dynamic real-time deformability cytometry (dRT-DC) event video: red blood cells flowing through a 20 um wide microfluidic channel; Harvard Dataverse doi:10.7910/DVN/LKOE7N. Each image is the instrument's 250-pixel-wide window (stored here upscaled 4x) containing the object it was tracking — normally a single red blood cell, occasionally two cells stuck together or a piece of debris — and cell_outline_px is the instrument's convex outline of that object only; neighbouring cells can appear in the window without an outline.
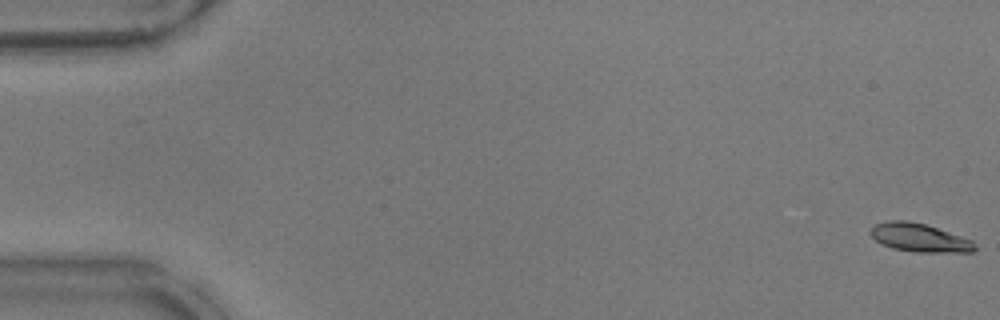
{"species": "common noctule bat (a hibernating species)", "species_latin": "Nyctalus noctula", "temperature_condition": "warm", "stored_images_in_passage": 53, "camera_frame_rate_fps": 3000, "um_per_image_px": 0.085, "animal": {"sex": "male", "body_mass_g": 17.9}, "frame": {"image": 1, "passage_image": 1, "time_ms": 0.0, "image_size_px": [1000, 320], "cell_outline_px": [[972, 248], [896, 248], [884, 244], [872, 232], [880, 224], [924, 224], [964, 240]], "centroid_in_image_um": [77.94, 20.14], "position_along_channel_um": 7.1, "area_um2": 12.6}}
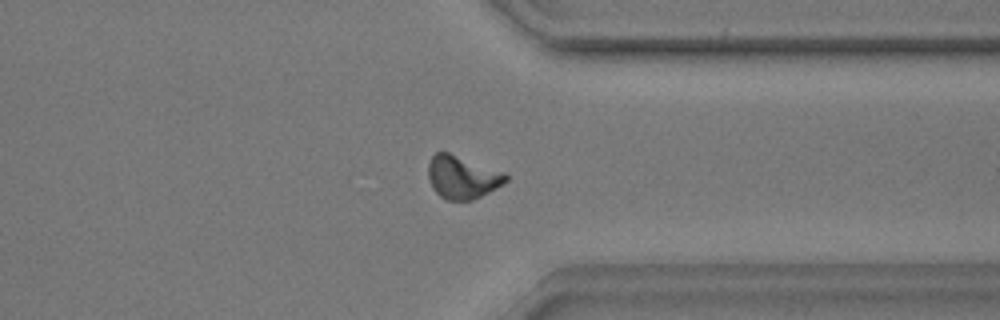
{"frame": {"image": 2, "passage_image": 41, "time_ms": 13.333, "image_size_px": [1000, 320], "cell_outline_px": [[508, 176], [500, 184], [468, 200], [452, 200], [444, 196], [432, 184], [432, 156], [436, 152], [444, 152]], "centroid_in_image_um": [39.27, 15.07], "position_along_channel_um": 372.1, "area_um2": 16.76}}
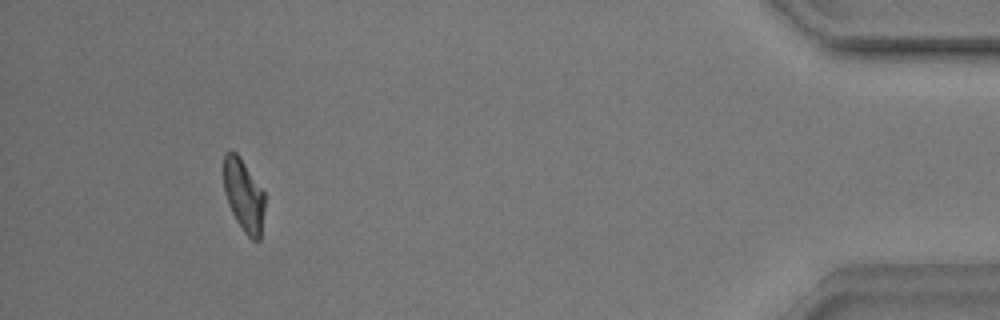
{"frame": {"image": 3, "passage_image": 49, "time_ms": 16.0, "image_size_px": [1000, 320], "cell_outline_px": [[264, 204], [260, 236], [256, 240], [240, 224], [228, 200], [224, 188], [224, 156], [228, 152], [232, 152], [240, 160], [264, 192]], "centroid_in_image_um": [20.72, 16.57], "position_along_channel_um": 414.5, "area_um2": 15.66}, "authors_computed_cell_mechanics": {"area_um2": 15.0858, "velocity_mm_per_s": 3.8918, "shape_relaxation_time_tau1_ms": null, "shape_relaxation_time_tau2_ms": 2.4256, "deformation_change_tau1": null, "deformation_change_tau2": 0.1031}}